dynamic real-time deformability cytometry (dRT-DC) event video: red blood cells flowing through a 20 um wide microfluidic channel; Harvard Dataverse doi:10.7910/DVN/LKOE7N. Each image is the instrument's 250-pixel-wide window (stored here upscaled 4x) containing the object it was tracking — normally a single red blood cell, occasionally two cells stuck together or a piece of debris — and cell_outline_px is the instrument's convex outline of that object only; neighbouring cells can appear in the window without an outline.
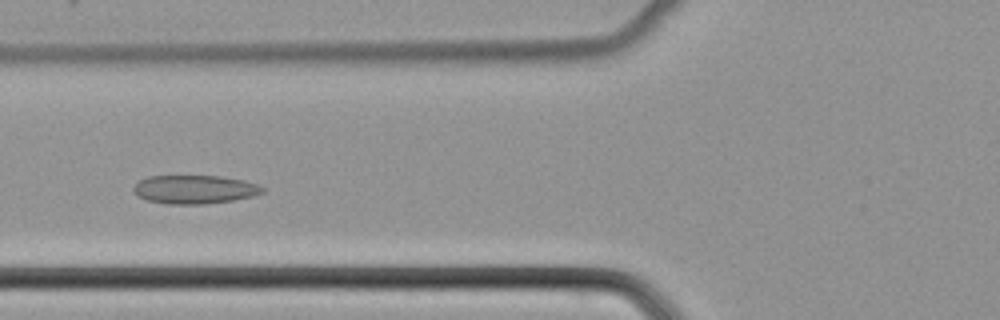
{"species": "common noctule bat (a hibernating species)", "species_latin": "Nyctalus noctula", "temperature_condition": "cold", "stored_images_in_passage": 47, "camera_frame_rate_fps": 3000, "um_per_image_px": 0.085, "animal": {"sex": "female", "body_mass_g": 22.7, "forearm_length_mm": 54.2}, "frame": {"image": 1, "passage_image": 16, "time_ms": 5.0, "image_size_px": [1000, 320], "cell_outline_px": [[264, 192], [256, 196], [232, 200], [204, 204], [168, 204], [148, 200], [140, 196], [132, 188], [140, 180], [148, 176], [220, 176], [244, 180], [256, 184], [264, 188]], "centroid_in_image_um": [16.58, 16.1], "position_along_channel_um": 109.2, "area_um2": 21.33}}
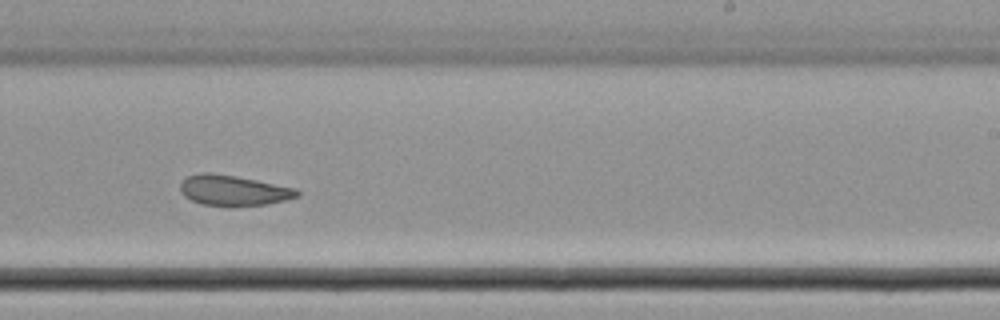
{"frame": {"image": 2, "passage_image": 28, "time_ms": 9.0, "image_size_px": [1000, 320], "cell_outline_px": [[300, 196], [288, 200], [264, 204], [232, 208], [204, 204], [192, 200], [184, 196], [180, 192], [180, 184], [188, 176], [200, 172], [212, 172], [236, 176], [296, 188], [300, 192]], "centroid_in_image_um": [19.85, 16.2], "position_along_channel_um": 269.1, "area_um2": 21.1}}
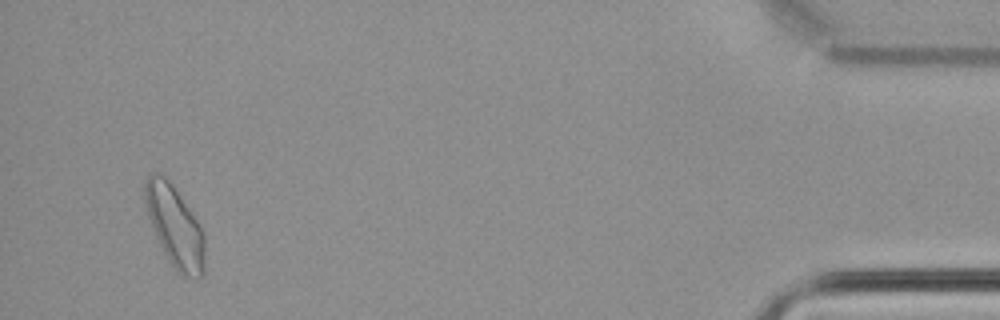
{"frame": {"image": 3, "passage_image": 45, "time_ms": 14.667, "image_size_px": [1000, 320], "cell_outline_px": [[204, 272], [200, 276], [180, 276], [176, 272], [168, 260], [156, 236], [148, 216], [144, 200], [144, 184], [148, 176], [152, 172], [164, 176], [172, 184], [200, 224], [204, 232]], "centroid_in_image_um": [14.85, 19.25], "position_along_channel_um": 420.3, "area_um2": 28.09}}